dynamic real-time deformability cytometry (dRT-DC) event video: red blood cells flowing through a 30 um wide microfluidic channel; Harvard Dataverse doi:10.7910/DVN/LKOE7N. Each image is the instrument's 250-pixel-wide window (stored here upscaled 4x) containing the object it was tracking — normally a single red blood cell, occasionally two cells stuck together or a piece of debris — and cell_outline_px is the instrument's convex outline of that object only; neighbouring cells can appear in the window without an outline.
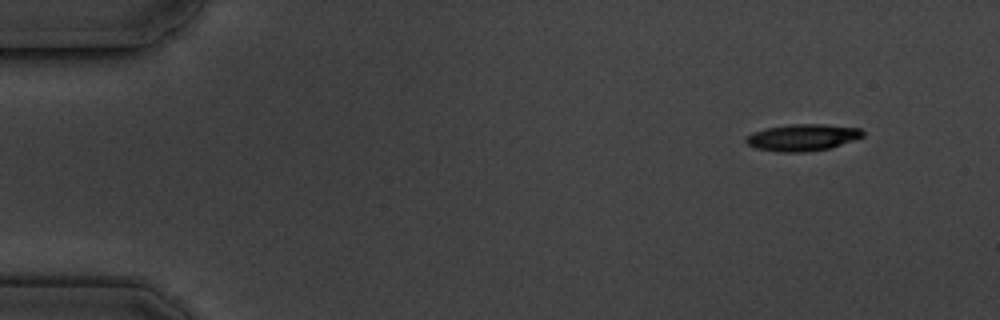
{"species": "common noctule bat (a hibernating species)", "species_latin": "Nyctalus noctula", "temperature_condition": "cold", "stored_images_in_passage": 5, "camera_frame_rate_fps": 3000, "um_per_image_px": 0.085, "animal": {"sex": "male", "body_mass_g": 19.5, "forearm_length_mm": 54.6}, "frame": {"image": 1, "passage_image": 1, "time_ms": 0.0, "image_size_px": [1000, 320], "cell_outline_px": [[864, 136], [828, 148], [804, 152], [776, 152], [756, 148], [748, 144], [744, 140], [744, 136], [752, 132], [764, 128], [788, 124], [824, 124], [860, 128], [864, 132]], "centroid_in_image_um": [68.14, 11.67], "position_along_channel_um": 16.9, "area_um2": 18.26}}
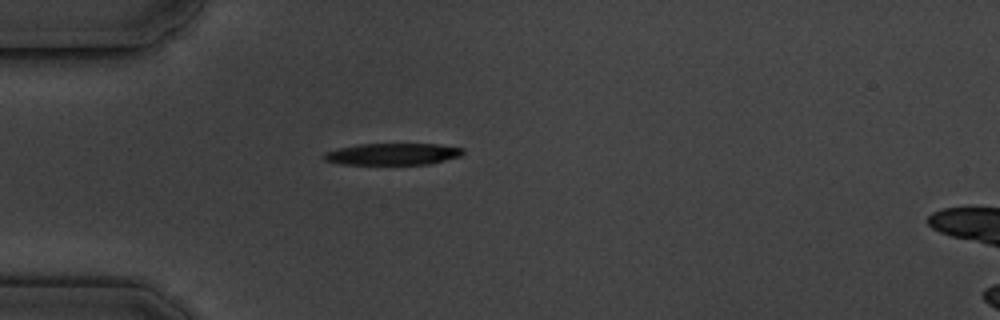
{"frame": {"image": 2, "passage_image": 4, "time_ms": 3.667, "image_size_px": [1000, 320], "cell_outline_px": [[464, 152], [460, 156], [428, 164], [340, 164], [324, 160], [320, 156], [324, 152], [356, 144], [436, 144], [464, 148]], "centroid_in_image_um": [33.33, 13.09], "position_along_channel_um": 51.7, "area_um2": 17.57}}